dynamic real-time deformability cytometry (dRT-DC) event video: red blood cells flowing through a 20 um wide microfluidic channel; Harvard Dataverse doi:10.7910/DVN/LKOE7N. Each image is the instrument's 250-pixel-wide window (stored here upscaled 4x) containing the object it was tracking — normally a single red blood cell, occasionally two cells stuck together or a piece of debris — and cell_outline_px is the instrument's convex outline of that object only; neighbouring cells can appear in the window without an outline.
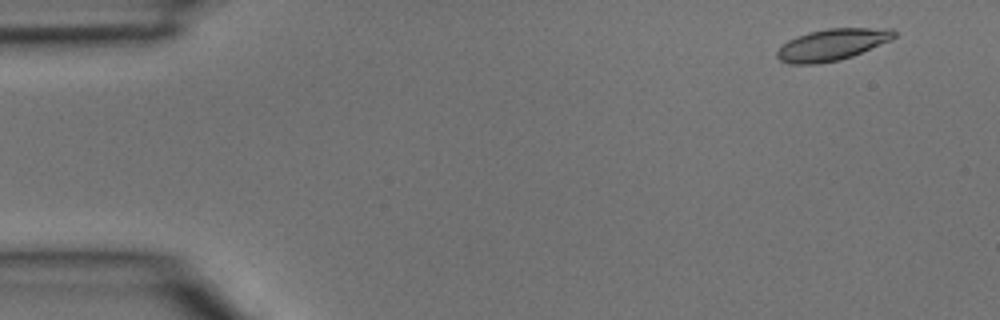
{"species": "common noctule bat (a hibernating species)", "species_latin": "Nyctalus noctula", "temperature_condition": "room temperature", "stored_images_in_passage": 3, "camera_frame_rate_fps": 3000, "um_per_image_px": 0.085, "animal": {"sex": "male", "body_mass_g": 15.6}, "frame": {"image": 1, "passage_image": 1, "time_ms": 0.0, "image_size_px": [1000, 320], "cell_outline_px": [[896, 36], [892, 40], [852, 56], [840, 60], [816, 64], [788, 64], [780, 60], [776, 56], [776, 52], [788, 40], [796, 36], [808, 32], [828, 28], [892, 28], [896, 32]], "centroid_in_image_um": [70.74, 3.79], "position_along_channel_um": 14.3, "area_um2": 21.68}}